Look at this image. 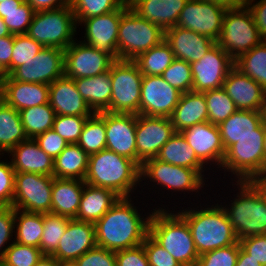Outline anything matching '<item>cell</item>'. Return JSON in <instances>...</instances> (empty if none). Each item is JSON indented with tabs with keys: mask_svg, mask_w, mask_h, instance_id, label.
Returning <instances> with one entry per match:
<instances>
[{
	"mask_svg": "<svg viewBox=\"0 0 266 266\" xmlns=\"http://www.w3.org/2000/svg\"><path fill=\"white\" fill-rule=\"evenodd\" d=\"M129 197L118 201L94 224L97 246L116 252L142 244L149 235L151 214L145 219Z\"/></svg>",
	"mask_w": 266,
	"mask_h": 266,
	"instance_id": "obj_1",
	"label": "cell"
},
{
	"mask_svg": "<svg viewBox=\"0 0 266 266\" xmlns=\"http://www.w3.org/2000/svg\"><path fill=\"white\" fill-rule=\"evenodd\" d=\"M140 173L141 167L134 160L104 149L89 155L84 182L110 189L120 197H131V191L141 182Z\"/></svg>",
	"mask_w": 266,
	"mask_h": 266,
	"instance_id": "obj_2",
	"label": "cell"
},
{
	"mask_svg": "<svg viewBox=\"0 0 266 266\" xmlns=\"http://www.w3.org/2000/svg\"><path fill=\"white\" fill-rule=\"evenodd\" d=\"M178 213L187 221L199 255L239 242L226 212L218 203L215 206L185 209Z\"/></svg>",
	"mask_w": 266,
	"mask_h": 266,
	"instance_id": "obj_3",
	"label": "cell"
},
{
	"mask_svg": "<svg viewBox=\"0 0 266 266\" xmlns=\"http://www.w3.org/2000/svg\"><path fill=\"white\" fill-rule=\"evenodd\" d=\"M149 236L167 250L182 266H195L199 254L187 221L179 213L153 209Z\"/></svg>",
	"mask_w": 266,
	"mask_h": 266,
	"instance_id": "obj_4",
	"label": "cell"
},
{
	"mask_svg": "<svg viewBox=\"0 0 266 266\" xmlns=\"http://www.w3.org/2000/svg\"><path fill=\"white\" fill-rule=\"evenodd\" d=\"M240 192L223 207L238 240L266 234V199L251 181H236Z\"/></svg>",
	"mask_w": 266,
	"mask_h": 266,
	"instance_id": "obj_5",
	"label": "cell"
},
{
	"mask_svg": "<svg viewBox=\"0 0 266 266\" xmlns=\"http://www.w3.org/2000/svg\"><path fill=\"white\" fill-rule=\"evenodd\" d=\"M163 40L164 31L159 26L139 17L129 5L124 3L121 6L117 60H134Z\"/></svg>",
	"mask_w": 266,
	"mask_h": 266,
	"instance_id": "obj_6",
	"label": "cell"
},
{
	"mask_svg": "<svg viewBox=\"0 0 266 266\" xmlns=\"http://www.w3.org/2000/svg\"><path fill=\"white\" fill-rule=\"evenodd\" d=\"M77 23L71 5L54 10L36 11L27 35L43 47L65 50L74 42Z\"/></svg>",
	"mask_w": 266,
	"mask_h": 266,
	"instance_id": "obj_7",
	"label": "cell"
},
{
	"mask_svg": "<svg viewBox=\"0 0 266 266\" xmlns=\"http://www.w3.org/2000/svg\"><path fill=\"white\" fill-rule=\"evenodd\" d=\"M262 42L250 10L245 7L227 9L216 44L233 60Z\"/></svg>",
	"mask_w": 266,
	"mask_h": 266,
	"instance_id": "obj_8",
	"label": "cell"
},
{
	"mask_svg": "<svg viewBox=\"0 0 266 266\" xmlns=\"http://www.w3.org/2000/svg\"><path fill=\"white\" fill-rule=\"evenodd\" d=\"M222 170L237 176V181H251L266 174L264 135H246L225 152Z\"/></svg>",
	"mask_w": 266,
	"mask_h": 266,
	"instance_id": "obj_9",
	"label": "cell"
},
{
	"mask_svg": "<svg viewBox=\"0 0 266 266\" xmlns=\"http://www.w3.org/2000/svg\"><path fill=\"white\" fill-rule=\"evenodd\" d=\"M110 113L139 114L143 74L133 60H115L110 67Z\"/></svg>",
	"mask_w": 266,
	"mask_h": 266,
	"instance_id": "obj_10",
	"label": "cell"
},
{
	"mask_svg": "<svg viewBox=\"0 0 266 266\" xmlns=\"http://www.w3.org/2000/svg\"><path fill=\"white\" fill-rule=\"evenodd\" d=\"M53 177L15 173L12 207L30 213H51Z\"/></svg>",
	"mask_w": 266,
	"mask_h": 266,
	"instance_id": "obj_11",
	"label": "cell"
},
{
	"mask_svg": "<svg viewBox=\"0 0 266 266\" xmlns=\"http://www.w3.org/2000/svg\"><path fill=\"white\" fill-rule=\"evenodd\" d=\"M140 178L141 181L150 179L175 192L196 190L197 193L205 185L203 176L197 170L172 165L157 158L148 159L142 164Z\"/></svg>",
	"mask_w": 266,
	"mask_h": 266,
	"instance_id": "obj_12",
	"label": "cell"
},
{
	"mask_svg": "<svg viewBox=\"0 0 266 266\" xmlns=\"http://www.w3.org/2000/svg\"><path fill=\"white\" fill-rule=\"evenodd\" d=\"M114 61L110 54L75 40L64 50V75L72 79L97 76Z\"/></svg>",
	"mask_w": 266,
	"mask_h": 266,
	"instance_id": "obj_13",
	"label": "cell"
},
{
	"mask_svg": "<svg viewBox=\"0 0 266 266\" xmlns=\"http://www.w3.org/2000/svg\"><path fill=\"white\" fill-rule=\"evenodd\" d=\"M226 8L201 0H188L181 10L176 26L189 29L217 42Z\"/></svg>",
	"mask_w": 266,
	"mask_h": 266,
	"instance_id": "obj_14",
	"label": "cell"
},
{
	"mask_svg": "<svg viewBox=\"0 0 266 266\" xmlns=\"http://www.w3.org/2000/svg\"><path fill=\"white\" fill-rule=\"evenodd\" d=\"M64 75V50L44 47L37 55L16 67L8 76L28 83L50 85Z\"/></svg>",
	"mask_w": 266,
	"mask_h": 266,
	"instance_id": "obj_15",
	"label": "cell"
},
{
	"mask_svg": "<svg viewBox=\"0 0 266 266\" xmlns=\"http://www.w3.org/2000/svg\"><path fill=\"white\" fill-rule=\"evenodd\" d=\"M176 133L169 117L137 115L136 149L138 165L156 158L160 149Z\"/></svg>",
	"mask_w": 266,
	"mask_h": 266,
	"instance_id": "obj_16",
	"label": "cell"
},
{
	"mask_svg": "<svg viewBox=\"0 0 266 266\" xmlns=\"http://www.w3.org/2000/svg\"><path fill=\"white\" fill-rule=\"evenodd\" d=\"M181 94L161 75H143L139 115L170 118Z\"/></svg>",
	"mask_w": 266,
	"mask_h": 266,
	"instance_id": "obj_17",
	"label": "cell"
},
{
	"mask_svg": "<svg viewBox=\"0 0 266 266\" xmlns=\"http://www.w3.org/2000/svg\"><path fill=\"white\" fill-rule=\"evenodd\" d=\"M234 60L217 44L201 59L191 63L193 87L192 91L206 92L222 88Z\"/></svg>",
	"mask_w": 266,
	"mask_h": 266,
	"instance_id": "obj_18",
	"label": "cell"
},
{
	"mask_svg": "<svg viewBox=\"0 0 266 266\" xmlns=\"http://www.w3.org/2000/svg\"><path fill=\"white\" fill-rule=\"evenodd\" d=\"M105 121L106 149L134 160L138 164L136 149V114L98 112Z\"/></svg>",
	"mask_w": 266,
	"mask_h": 266,
	"instance_id": "obj_19",
	"label": "cell"
},
{
	"mask_svg": "<svg viewBox=\"0 0 266 266\" xmlns=\"http://www.w3.org/2000/svg\"><path fill=\"white\" fill-rule=\"evenodd\" d=\"M222 88L233 100L238 110H264L266 90L235 66L229 70Z\"/></svg>",
	"mask_w": 266,
	"mask_h": 266,
	"instance_id": "obj_20",
	"label": "cell"
},
{
	"mask_svg": "<svg viewBox=\"0 0 266 266\" xmlns=\"http://www.w3.org/2000/svg\"><path fill=\"white\" fill-rule=\"evenodd\" d=\"M121 20V7L108 14L84 19V43L110 54L117 60V39Z\"/></svg>",
	"mask_w": 266,
	"mask_h": 266,
	"instance_id": "obj_21",
	"label": "cell"
},
{
	"mask_svg": "<svg viewBox=\"0 0 266 266\" xmlns=\"http://www.w3.org/2000/svg\"><path fill=\"white\" fill-rule=\"evenodd\" d=\"M181 133L204 164L215 162L218 168L221 167L226 151L217 125L207 121L186 128Z\"/></svg>",
	"mask_w": 266,
	"mask_h": 266,
	"instance_id": "obj_22",
	"label": "cell"
},
{
	"mask_svg": "<svg viewBox=\"0 0 266 266\" xmlns=\"http://www.w3.org/2000/svg\"><path fill=\"white\" fill-rule=\"evenodd\" d=\"M95 246L97 242L94 224L73 218L69 220L52 256L58 261H76Z\"/></svg>",
	"mask_w": 266,
	"mask_h": 266,
	"instance_id": "obj_23",
	"label": "cell"
},
{
	"mask_svg": "<svg viewBox=\"0 0 266 266\" xmlns=\"http://www.w3.org/2000/svg\"><path fill=\"white\" fill-rule=\"evenodd\" d=\"M164 40L171 47L175 59L190 64L204 57L216 44L209 37L179 26L165 30Z\"/></svg>",
	"mask_w": 266,
	"mask_h": 266,
	"instance_id": "obj_24",
	"label": "cell"
},
{
	"mask_svg": "<svg viewBox=\"0 0 266 266\" xmlns=\"http://www.w3.org/2000/svg\"><path fill=\"white\" fill-rule=\"evenodd\" d=\"M49 104L56 115L91 117L94 114L78 92L74 79L65 75L49 85Z\"/></svg>",
	"mask_w": 266,
	"mask_h": 266,
	"instance_id": "obj_25",
	"label": "cell"
},
{
	"mask_svg": "<svg viewBox=\"0 0 266 266\" xmlns=\"http://www.w3.org/2000/svg\"><path fill=\"white\" fill-rule=\"evenodd\" d=\"M3 102L17 111L49 103V85L28 83L4 76L0 81Z\"/></svg>",
	"mask_w": 266,
	"mask_h": 266,
	"instance_id": "obj_26",
	"label": "cell"
},
{
	"mask_svg": "<svg viewBox=\"0 0 266 266\" xmlns=\"http://www.w3.org/2000/svg\"><path fill=\"white\" fill-rule=\"evenodd\" d=\"M225 151L238 139L246 135H264L263 111L237 110L227 120L218 125Z\"/></svg>",
	"mask_w": 266,
	"mask_h": 266,
	"instance_id": "obj_27",
	"label": "cell"
},
{
	"mask_svg": "<svg viewBox=\"0 0 266 266\" xmlns=\"http://www.w3.org/2000/svg\"><path fill=\"white\" fill-rule=\"evenodd\" d=\"M15 173L29 172L54 176V159L47 155L33 138L20 142L8 152Z\"/></svg>",
	"mask_w": 266,
	"mask_h": 266,
	"instance_id": "obj_28",
	"label": "cell"
},
{
	"mask_svg": "<svg viewBox=\"0 0 266 266\" xmlns=\"http://www.w3.org/2000/svg\"><path fill=\"white\" fill-rule=\"evenodd\" d=\"M187 2L188 0H133L129 8L165 31L176 26L179 14Z\"/></svg>",
	"mask_w": 266,
	"mask_h": 266,
	"instance_id": "obj_29",
	"label": "cell"
},
{
	"mask_svg": "<svg viewBox=\"0 0 266 266\" xmlns=\"http://www.w3.org/2000/svg\"><path fill=\"white\" fill-rule=\"evenodd\" d=\"M85 182L53 176L51 213L76 218Z\"/></svg>",
	"mask_w": 266,
	"mask_h": 266,
	"instance_id": "obj_30",
	"label": "cell"
},
{
	"mask_svg": "<svg viewBox=\"0 0 266 266\" xmlns=\"http://www.w3.org/2000/svg\"><path fill=\"white\" fill-rule=\"evenodd\" d=\"M170 118L176 132L207 122L208 111L204 93L195 91L182 93Z\"/></svg>",
	"mask_w": 266,
	"mask_h": 266,
	"instance_id": "obj_31",
	"label": "cell"
},
{
	"mask_svg": "<svg viewBox=\"0 0 266 266\" xmlns=\"http://www.w3.org/2000/svg\"><path fill=\"white\" fill-rule=\"evenodd\" d=\"M120 198L107 188L84 184L75 219L95 224Z\"/></svg>",
	"mask_w": 266,
	"mask_h": 266,
	"instance_id": "obj_32",
	"label": "cell"
},
{
	"mask_svg": "<svg viewBox=\"0 0 266 266\" xmlns=\"http://www.w3.org/2000/svg\"><path fill=\"white\" fill-rule=\"evenodd\" d=\"M82 98L94 113L110 112L112 82L110 70L93 77L74 79Z\"/></svg>",
	"mask_w": 266,
	"mask_h": 266,
	"instance_id": "obj_33",
	"label": "cell"
},
{
	"mask_svg": "<svg viewBox=\"0 0 266 266\" xmlns=\"http://www.w3.org/2000/svg\"><path fill=\"white\" fill-rule=\"evenodd\" d=\"M157 159L176 166L197 170L203 177L204 164L188 145L181 132H176L160 149Z\"/></svg>",
	"mask_w": 266,
	"mask_h": 266,
	"instance_id": "obj_34",
	"label": "cell"
},
{
	"mask_svg": "<svg viewBox=\"0 0 266 266\" xmlns=\"http://www.w3.org/2000/svg\"><path fill=\"white\" fill-rule=\"evenodd\" d=\"M89 155L77 144H68L54 159V177L79 179L86 177Z\"/></svg>",
	"mask_w": 266,
	"mask_h": 266,
	"instance_id": "obj_35",
	"label": "cell"
},
{
	"mask_svg": "<svg viewBox=\"0 0 266 266\" xmlns=\"http://www.w3.org/2000/svg\"><path fill=\"white\" fill-rule=\"evenodd\" d=\"M27 139L19 111L2 102L0 104V155L4 152L8 153Z\"/></svg>",
	"mask_w": 266,
	"mask_h": 266,
	"instance_id": "obj_36",
	"label": "cell"
},
{
	"mask_svg": "<svg viewBox=\"0 0 266 266\" xmlns=\"http://www.w3.org/2000/svg\"><path fill=\"white\" fill-rule=\"evenodd\" d=\"M35 12L25 0L0 2V17L13 35L27 34Z\"/></svg>",
	"mask_w": 266,
	"mask_h": 266,
	"instance_id": "obj_37",
	"label": "cell"
},
{
	"mask_svg": "<svg viewBox=\"0 0 266 266\" xmlns=\"http://www.w3.org/2000/svg\"><path fill=\"white\" fill-rule=\"evenodd\" d=\"M14 227L15 242L40 248L43 233L42 213H30L15 208Z\"/></svg>",
	"mask_w": 266,
	"mask_h": 266,
	"instance_id": "obj_38",
	"label": "cell"
},
{
	"mask_svg": "<svg viewBox=\"0 0 266 266\" xmlns=\"http://www.w3.org/2000/svg\"><path fill=\"white\" fill-rule=\"evenodd\" d=\"M174 60L175 55L171 47L163 40L159 45L138 55L133 61L143 75H162Z\"/></svg>",
	"mask_w": 266,
	"mask_h": 266,
	"instance_id": "obj_39",
	"label": "cell"
},
{
	"mask_svg": "<svg viewBox=\"0 0 266 266\" xmlns=\"http://www.w3.org/2000/svg\"><path fill=\"white\" fill-rule=\"evenodd\" d=\"M234 66L266 90V41L240 55Z\"/></svg>",
	"mask_w": 266,
	"mask_h": 266,
	"instance_id": "obj_40",
	"label": "cell"
},
{
	"mask_svg": "<svg viewBox=\"0 0 266 266\" xmlns=\"http://www.w3.org/2000/svg\"><path fill=\"white\" fill-rule=\"evenodd\" d=\"M19 114L27 137L33 139L52 129L56 115L49 103L25 108Z\"/></svg>",
	"mask_w": 266,
	"mask_h": 266,
	"instance_id": "obj_41",
	"label": "cell"
},
{
	"mask_svg": "<svg viewBox=\"0 0 266 266\" xmlns=\"http://www.w3.org/2000/svg\"><path fill=\"white\" fill-rule=\"evenodd\" d=\"M77 144L88 155L106 149L105 121L98 113L87 118Z\"/></svg>",
	"mask_w": 266,
	"mask_h": 266,
	"instance_id": "obj_42",
	"label": "cell"
},
{
	"mask_svg": "<svg viewBox=\"0 0 266 266\" xmlns=\"http://www.w3.org/2000/svg\"><path fill=\"white\" fill-rule=\"evenodd\" d=\"M208 111V122L219 125L238 109L223 88L203 92Z\"/></svg>",
	"mask_w": 266,
	"mask_h": 266,
	"instance_id": "obj_43",
	"label": "cell"
},
{
	"mask_svg": "<svg viewBox=\"0 0 266 266\" xmlns=\"http://www.w3.org/2000/svg\"><path fill=\"white\" fill-rule=\"evenodd\" d=\"M70 218L52 213L43 214V233L40 250L44 255H52L58 248Z\"/></svg>",
	"mask_w": 266,
	"mask_h": 266,
	"instance_id": "obj_44",
	"label": "cell"
},
{
	"mask_svg": "<svg viewBox=\"0 0 266 266\" xmlns=\"http://www.w3.org/2000/svg\"><path fill=\"white\" fill-rule=\"evenodd\" d=\"M123 0H71L76 23L81 25L84 19L108 14L119 9Z\"/></svg>",
	"mask_w": 266,
	"mask_h": 266,
	"instance_id": "obj_45",
	"label": "cell"
},
{
	"mask_svg": "<svg viewBox=\"0 0 266 266\" xmlns=\"http://www.w3.org/2000/svg\"><path fill=\"white\" fill-rule=\"evenodd\" d=\"M43 255L40 248L13 241L6 250L0 266H35Z\"/></svg>",
	"mask_w": 266,
	"mask_h": 266,
	"instance_id": "obj_46",
	"label": "cell"
},
{
	"mask_svg": "<svg viewBox=\"0 0 266 266\" xmlns=\"http://www.w3.org/2000/svg\"><path fill=\"white\" fill-rule=\"evenodd\" d=\"M161 76L170 86L181 93L192 91L191 64L184 60L175 59Z\"/></svg>",
	"mask_w": 266,
	"mask_h": 266,
	"instance_id": "obj_47",
	"label": "cell"
},
{
	"mask_svg": "<svg viewBox=\"0 0 266 266\" xmlns=\"http://www.w3.org/2000/svg\"><path fill=\"white\" fill-rule=\"evenodd\" d=\"M88 117L55 115L52 129L68 144L77 143Z\"/></svg>",
	"mask_w": 266,
	"mask_h": 266,
	"instance_id": "obj_48",
	"label": "cell"
},
{
	"mask_svg": "<svg viewBox=\"0 0 266 266\" xmlns=\"http://www.w3.org/2000/svg\"><path fill=\"white\" fill-rule=\"evenodd\" d=\"M44 47L27 34L14 35L11 72L37 55Z\"/></svg>",
	"mask_w": 266,
	"mask_h": 266,
	"instance_id": "obj_49",
	"label": "cell"
},
{
	"mask_svg": "<svg viewBox=\"0 0 266 266\" xmlns=\"http://www.w3.org/2000/svg\"><path fill=\"white\" fill-rule=\"evenodd\" d=\"M240 244L236 242L201 254L195 266H236Z\"/></svg>",
	"mask_w": 266,
	"mask_h": 266,
	"instance_id": "obj_50",
	"label": "cell"
},
{
	"mask_svg": "<svg viewBox=\"0 0 266 266\" xmlns=\"http://www.w3.org/2000/svg\"><path fill=\"white\" fill-rule=\"evenodd\" d=\"M149 266H182L175 258L149 235L142 243Z\"/></svg>",
	"mask_w": 266,
	"mask_h": 266,
	"instance_id": "obj_51",
	"label": "cell"
},
{
	"mask_svg": "<svg viewBox=\"0 0 266 266\" xmlns=\"http://www.w3.org/2000/svg\"><path fill=\"white\" fill-rule=\"evenodd\" d=\"M7 162L0 160V207H11L14 195L15 170Z\"/></svg>",
	"mask_w": 266,
	"mask_h": 266,
	"instance_id": "obj_52",
	"label": "cell"
},
{
	"mask_svg": "<svg viewBox=\"0 0 266 266\" xmlns=\"http://www.w3.org/2000/svg\"><path fill=\"white\" fill-rule=\"evenodd\" d=\"M78 266H116L115 252L95 246L76 261Z\"/></svg>",
	"mask_w": 266,
	"mask_h": 266,
	"instance_id": "obj_53",
	"label": "cell"
},
{
	"mask_svg": "<svg viewBox=\"0 0 266 266\" xmlns=\"http://www.w3.org/2000/svg\"><path fill=\"white\" fill-rule=\"evenodd\" d=\"M14 216V207H0V262L4 258L6 250L10 247L9 240L13 238V232H15ZM7 242H9V245L4 246Z\"/></svg>",
	"mask_w": 266,
	"mask_h": 266,
	"instance_id": "obj_54",
	"label": "cell"
},
{
	"mask_svg": "<svg viewBox=\"0 0 266 266\" xmlns=\"http://www.w3.org/2000/svg\"><path fill=\"white\" fill-rule=\"evenodd\" d=\"M34 140L38 146L52 159H55L68 145L53 129L36 136Z\"/></svg>",
	"mask_w": 266,
	"mask_h": 266,
	"instance_id": "obj_55",
	"label": "cell"
},
{
	"mask_svg": "<svg viewBox=\"0 0 266 266\" xmlns=\"http://www.w3.org/2000/svg\"><path fill=\"white\" fill-rule=\"evenodd\" d=\"M240 248L262 266H266V234L239 240Z\"/></svg>",
	"mask_w": 266,
	"mask_h": 266,
	"instance_id": "obj_56",
	"label": "cell"
},
{
	"mask_svg": "<svg viewBox=\"0 0 266 266\" xmlns=\"http://www.w3.org/2000/svg\"><path fill=\"white\" fill-rule=\"evenodd\" d=\"M116 266H149L143 244L115 252Z\"/></svg>",
	"mask_w": 266,
	"mask_h": 266,
	"instance_id": "obj_57",
	"label": "cell"
},
{
	"mask_svg": "<svg viewBox=\"0 0 266 266\" xmlns=\"http://www.w3.org/2000/svg\"><path fill=\"white\" fill-rule=\"evenodd\" d=\"M255 0H248L246 6L250 10L254 23L262 41H266V0H259L252 5Z\"/></svg>",
	"mask_w": 266,
	"mask_h": 266,
	"instance_id": "obj_58",
	"label": "cell"
},
{
	"mask_svg": "<svg viewBox=\"0 0 266 266\" xmlns=\"http://www.w3.org/2000/svg\"><path fill=\"white\" fill-rule=\"evenodd\" d=\"M14 35L0 37V71L4 76L11 73V57L13 53Z\"/></svg>",
	"mask_w": 266,
	"mask_h": 266,
	"instance_id": "obj_59",
	"label": "cell"
},
{
	"mask_svg": "<svg viewBox=\"0 0 266 266\" xmlns=\"http://www.w3.org/2000/svg\"><path fill=\"white\" fill-rule=\"evenodd\" d=\"M35 11L54 10L71 5V0H25Z\"/></svg>",
	"mask_w": 266,
	"mask_h": 266,
	"instance_id": "obj_60",
	"label": "cell"
},
{
	"mask_svg": "<svg viewBox=\"0 0 266 266\" xmlns=\"http://www.w3.org/2000/svg\"><path fill=\"white\" fill-rule=\"evenodd\" d=\"M218 4L226 9L245 7L248 0H201Z\"/></svg>",
	"mask_w": 266,
	"mask_h": 266,
	"instance_id": "obj_61",
	"label": "cell"
},
{
	"mask_svg": "<svg viewBox=\"0 0 266 266\" xmlns=\"http://www.w3.org/2000/svg\"><path fill=\"white\" fill-rule=\"evenodd\" d=\"M236 266H262L250 255L245 253L241 248L239 249V255L236 262Z\"/></svg>",
	"mask_w": 266,
	"mask_h": 266,
	"instance_id": "obj_62",
	"label": "cell"
},
{
	"mask_svg": "<svg viewBox=\"0 0 266 266\" xmlns=\"http://www.w3.org/2000/svg\"><path fill=\"white\" fill-rule=\"evenodd\" d=\"M35 266H59V261L52 255H43Z\"/></svg>",
	"mask_w": 266,
	"mask_h": 266,
	"instance_id": "obj_63",
	"label": "cell"
},
{
	"mask_svg": "<svg viewBox=\"0 0 266 266\" xmlns=\"http://www.w3.org/2000/svg\"><path fill=\"white\" fill-rule=\"evenodd\" d=\"M251 182L261 191L263 197L266 199V174L254 178Z\"/></svg>",
	"mask_w": 266,
	"mask_h": 266,
	"instance_id": "obj_64",
	"label": "cell"
},
{
	"mask_svg": "<svg viewBox=\"0 0 266 266\" xmlns=\"http://www.w3.org/2000/svg\"><path fill=\"white\" fill-rule=\"evenodd\" d=\"M12 35L4 23L3 19L0 17V37L10 36Z\"/></svg>",
	"mask_w": 266,
	"mask_h": 266,
	"instance_id": "obj_65",
	"label": "cell"
},
{
	"mask_svg": "<svg viewBox=\"0 0 266 266\" xmlns=\"http://www.w3.org/2000/svg\"><path fill=\"white\" fill-rule=\"evenodd\" d=\"M59 266H78L75 261H59Z\"/></svg>",
	"mask_w": 266,
	"mask_h": 266,
	"instance_id": "obj_66",
	"label": "cell"
},
{
	"mask_svg": "<svg viewBox=\"0 0 266 266\" xmlns=\"http://www.w3.org/2000/svg\"><path fill=\"white\" fill-rule=\"evenodd\" d=\"M264 151L266 154V123H265V132H264Z\"/></svg>",
	"mask_w": 266,
	"mask_h": 266,
	"instance_id": "obj_67",
	"label": "cell"
},
{
	"mask_svg": "<svg viewBox=\"0 0 266 266\" xmlns=\"http://www.w3.org/2000/svg\"><path fill=\"white\" fill-rule=\"evenodd\" d=\"M263 113H264V121L266 123V99H265V107H264Z\"/></svg>",
	"mask_w": 266,
	"mask_h": 266,
	"instance_id": "obj_68",
	"label": "cell"
},
{
	"mask_svg": "<svg viewBox=\"0 0 266 266\" xmlns=\"http://www.w3.org/2000/svg\"><path fill=\"white\" fill-rule=\"evenodd\" d=\"M126 5H129L133 0H123Z\"/></svg>",
	"mask_w": 266,
	"mask_h": 266,
	"instance_id": "obj_69",
	"label": "cell"
},
{
	"mask_svg": "<svg viewBox=\"0 0 266 266\" xmlns=\"http://www.w3.org/2000/svg\"><path fill=\"white\" fill-rule=\"evenodd\" d=\"M3 102V96H2V92H1V89H0V104Z\"/></svg>",
	"mask_w": 266,
	"mask_h": 266,
	"instance_id": "obj_70",
	"label": "cell"
},
{
	"mask_svg": "<svg viewBox=\"0 0 266 266\" xmlns=\"http://www.w3.org/2000/svg\"><path fill=\"white\" fill-rule=\"evenodd\" d=\"M4 77V74L0 71V81Z\"/></svg>",
	"mask_w": 266,
	"mask_h": 266,
	"instance_id": "obj_71",
	"label": "cell"
}]
</instances>
